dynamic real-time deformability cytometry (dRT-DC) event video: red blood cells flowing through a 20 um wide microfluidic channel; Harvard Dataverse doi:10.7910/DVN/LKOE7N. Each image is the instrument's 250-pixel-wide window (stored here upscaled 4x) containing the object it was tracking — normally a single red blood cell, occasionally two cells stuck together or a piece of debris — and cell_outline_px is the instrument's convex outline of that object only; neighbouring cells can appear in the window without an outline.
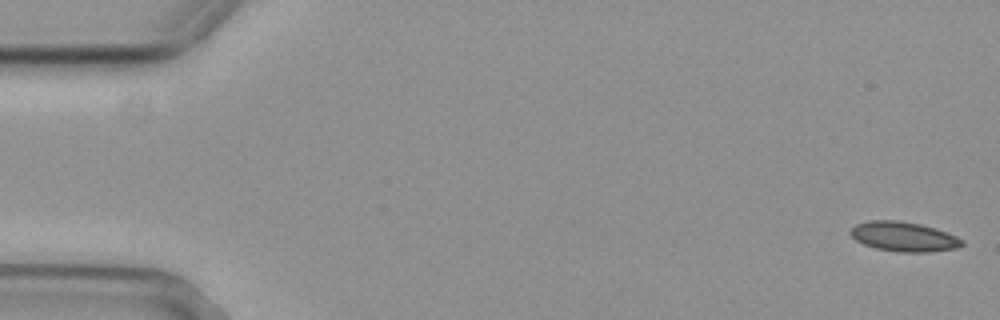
{"species": "common noctule bat (a hibernating species)", "species_latin": "Nyctalus noctula", "temperature_condition": "cold", "stored_images_in_passage": 8, "camera_frame_rate_fps": 3000, "um_per_image_px": 0.085, "animal": {"sex": "female", "body_mass_g": 29.2, "forearm_length_mm": 56.3}, "frame": {"image": 1, "passage_image": 1, "time_ms": 0.0, "image_size_px": [1000, 320], "cell_outline_px": [[964, 244], [956, 248], [928, 252], [896, 252], [876, 248], [864, 244], [856, 240], [848, 232], [856, 224], [868, 220], [896, 220], [920, 224], [956, 236], [964, 240]], "centroid_in_image_um": [76.79, 20.12], "position_along_channel_um": 8.2, "area_um2": 19.13}}